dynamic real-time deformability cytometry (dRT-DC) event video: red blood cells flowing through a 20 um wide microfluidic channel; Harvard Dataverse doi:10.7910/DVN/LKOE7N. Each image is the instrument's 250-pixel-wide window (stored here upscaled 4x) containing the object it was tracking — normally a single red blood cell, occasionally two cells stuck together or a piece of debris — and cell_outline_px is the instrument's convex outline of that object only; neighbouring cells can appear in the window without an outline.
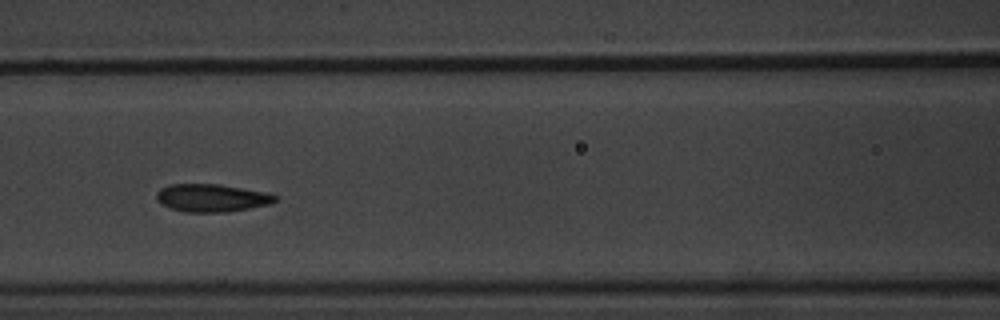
{"species": "common noctule bat (a hibernating species)", "species_latin": "Nyctalus noctula", "temperature_condition": "warm", "stored_images_in_passage": 9, "camera_frame_rate_fps": 3000, "um_per_image_px": 0.085, "animal": {"sex": "male", "body_mass_g": 20.1, "forearm_length_mm": 53.5}, "frame": {"image": 1, "passage_image": 7, "time_ms": 7.0, "image_size_px": [1000, 320], "cell_outline_px": [[276, 200], [268, 204], [228, 212], [184, 212], [160, 204], [156, 200], [156, 192], [160, 188], [168, 184], [220, 184], [268, 192], [276, 196]], "centroid_in_image_um": [17.95, 16.81], "position_along_channel_um": 148.7, "area_um2": 19.31}}
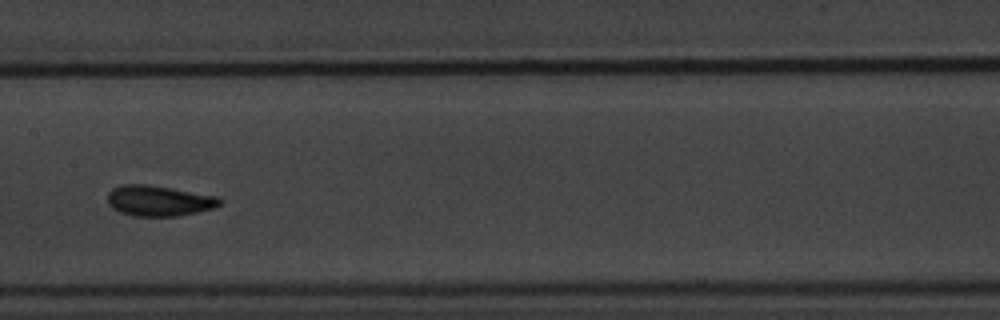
{"frame": {"image": 2, "passage_image": 8, "time_ms": 8.333, "image_size_px": [1000, 320], "cell_outline_px": [[224, 200], [216, 208], [176, 216], [132, 216], [120, 212], [112, 208], [108, 204], [108, 192], [112, 188], [124, 184], [148, 184], [220, 196]], "centroid_in_image_um": [13.54, 17.06], "position_along_channel_um": 193.9, "area_um2": 20.29}}